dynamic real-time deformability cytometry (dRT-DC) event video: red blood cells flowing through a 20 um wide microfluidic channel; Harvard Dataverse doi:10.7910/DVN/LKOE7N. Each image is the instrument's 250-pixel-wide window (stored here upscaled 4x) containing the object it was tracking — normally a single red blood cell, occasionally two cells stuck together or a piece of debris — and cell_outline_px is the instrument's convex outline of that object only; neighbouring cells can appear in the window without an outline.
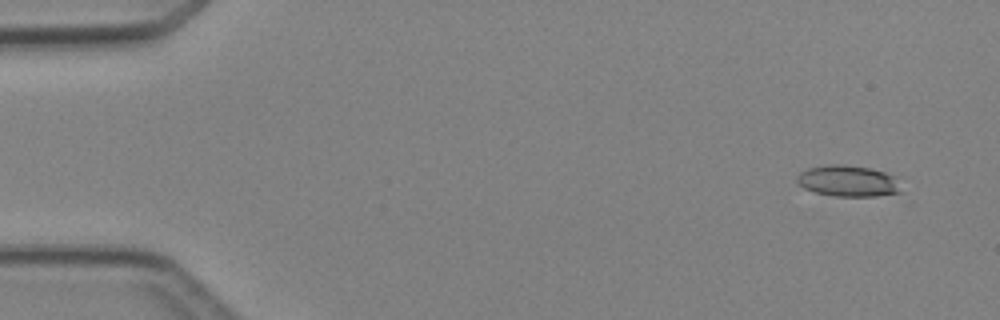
{"species": "Egyptian fruit bat (a non-hibernating species)", "species_latin": "Rousettus aegyptiacus", "temperature_condition": "cold", "stored_images_in_passage": 4, "camera_frame_rate_fps": 3000, "um_per_image_px": 0.085, "animal": {"sex": "female"}, "frame": {"image": 1, "passage_image": 1, "time_ms": 0.0, "image_size_px": [1000, 320], "cell_outline_px": [[900, 192], [876, 196], [836, 196], [816, 192], [804, 188], [796, 180], [796, 176], [800, 172], [808, 168], [828, 164], [840, 164], [872, 168], [896, 176]], "centroid_in_image_um": [72.07, 15.37], "position_along_channel_um": 12.9, "area_um2": 18.84}}
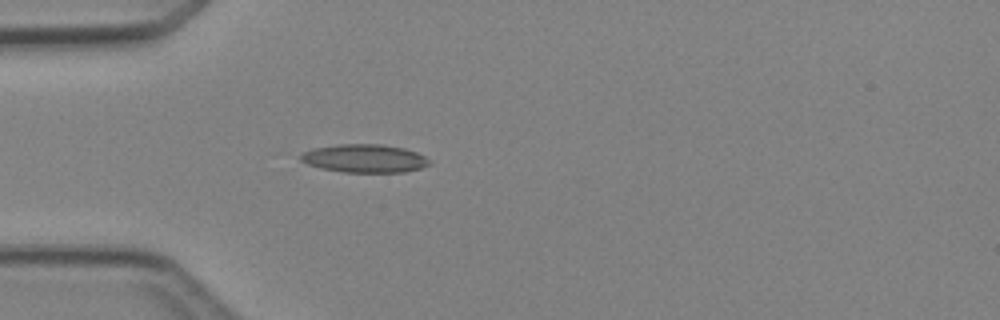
{"frame": {"image": 2, "passage_image": 4, "time_ms": 3.667, "image_size_px": [1000, 320], "cell_outline_px": [[432, 164], [420, 168], [404, 172], [344, 172], [320, 168], [308, 164], [300, 160], [300, 156], [304, 152], [312, 148], [340, 144], [380, 144], [404, 148], [416, 152], [432, 160]], "centroid_in_image_um": [31.01, 13.46], "position_along_channel_um": 54.0, "area_um2": 21.21}}